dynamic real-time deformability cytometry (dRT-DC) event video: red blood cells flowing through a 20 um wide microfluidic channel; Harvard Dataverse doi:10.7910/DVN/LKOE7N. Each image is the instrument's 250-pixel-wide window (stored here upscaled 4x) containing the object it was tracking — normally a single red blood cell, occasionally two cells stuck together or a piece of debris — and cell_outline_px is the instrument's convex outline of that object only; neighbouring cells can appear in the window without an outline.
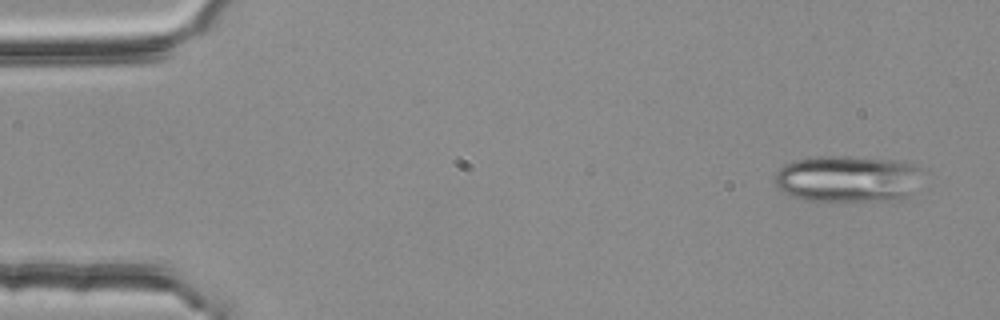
{"species": "common noctule bat (a hibernating species)", "species_latin": "Nyctalus noctula", "temperature_condition": "room temperature", "stored_images_in_passage": 5, "camera_frame_rate_fps": 3000, "um_per_image_px": 0.085, "animal": {"sex": "female", "body_mass_g": 25.1}, "frame": {"image": 1, "passage_image": 1, "time_ms": 0.0, "image_size_px": [1000, 320], "cell_outline_px": [[928, 168], [912, 192], [908, 196], [900, 200], [808, 200], [792, 196], [784, 192], [776, 184], [776, 172], [784, 164], [796, 160], [816, 156], [848, 156], [896, 160], [916, 164]], "centroid_in_image_um": [72.16, 15.17], "position_along_channel_um": 12.8, "area_um2": 40.52}}